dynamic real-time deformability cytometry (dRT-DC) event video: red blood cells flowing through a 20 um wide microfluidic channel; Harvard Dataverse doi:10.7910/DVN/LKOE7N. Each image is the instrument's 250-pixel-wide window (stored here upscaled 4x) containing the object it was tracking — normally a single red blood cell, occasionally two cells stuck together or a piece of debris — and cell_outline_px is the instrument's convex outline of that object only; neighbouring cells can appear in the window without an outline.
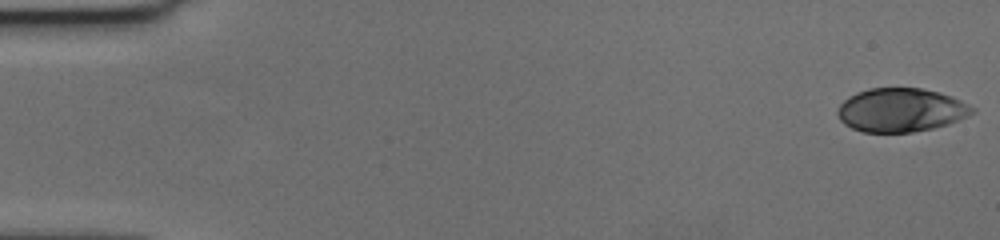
{"species": "human", "species_latin": "Homo sapiens", "temperature_condition": "cold", "stored_images_in_passage": 57, "camera_frame_rate_fps": 3000, "um_per_image_px": 0.085, "donor": {"sex": "female"}, "frame": {"image": 1, "passage_image": 1, "time_ms": 0.0, "image_size_px": [1000, 240], "cell_outline_px": [[976, 112], [968, 116], [948, 124], [932, 128], [912, 132], [864, 132], [852, 128], [844, 124], [840, 120], [836, 112], [840, 104], [848, 96], [856, 92], [868, 88], [920, 88], [940, 92], [952, 96], [976, 108]], "centroid_in_image_um": [76.58, 9.34], "position_along_channel_um": 8.4, "area_um2": 34.45}}
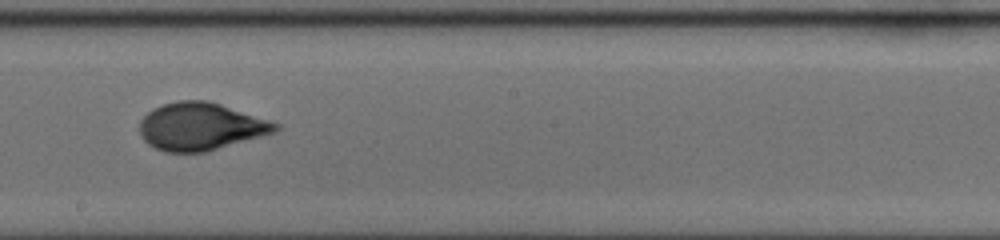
{"frame": {"image": 2, "passage_image": 33, "time_ms": 10.667, "image_size_px": [1000, 240], "cell_outline_px": [[280, 128], [276, 132], [204, 152], [164, 152], [148, 144], [140, 136], [140, 120], [152, 108], [176, 100], [208, 100], [280, 124]], "centroid_in_image_um": [17.03, 10.75], "position_along_channel_um": 231.2, "area_um2": 37.45}}
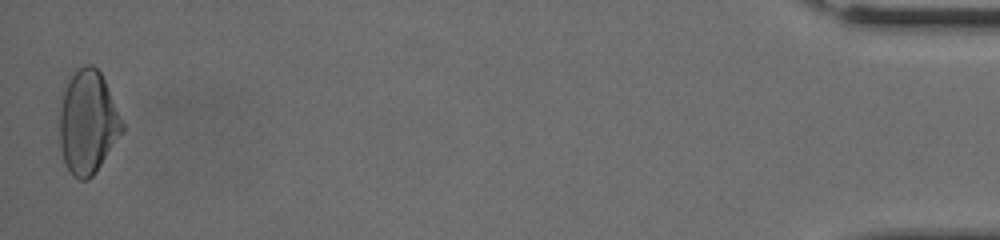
{"frame": {"image": 3, "passage_image": 57, "time_ms": 18.667, "image_size_px": [1000, 240], "cell_outline_px": [[124, 132], [96, 172], [88, 180], [80, 180], [72, 176], [64, 164], [60, 144], [60, 108], [64, 80], [76, 68], [84, 64], [92, 64], [100, 72], [104, 80], [124, 124]], "centroid_in_image_um": [7.44, 10.38], "position_along_channel_um": 427.8, "area_um2": 38.38}, "authors_computed_cell_mechanics": {"area_um2": 36.6452, "velocity_mm_per_s": 3.6027, "shape_relaxation_time_tau1_ms": 6.5052, "shape_relaxation_time_tau2_ms": null, "deformation_change_tau1": 0.2099, "deformation_change_tau2": null}}